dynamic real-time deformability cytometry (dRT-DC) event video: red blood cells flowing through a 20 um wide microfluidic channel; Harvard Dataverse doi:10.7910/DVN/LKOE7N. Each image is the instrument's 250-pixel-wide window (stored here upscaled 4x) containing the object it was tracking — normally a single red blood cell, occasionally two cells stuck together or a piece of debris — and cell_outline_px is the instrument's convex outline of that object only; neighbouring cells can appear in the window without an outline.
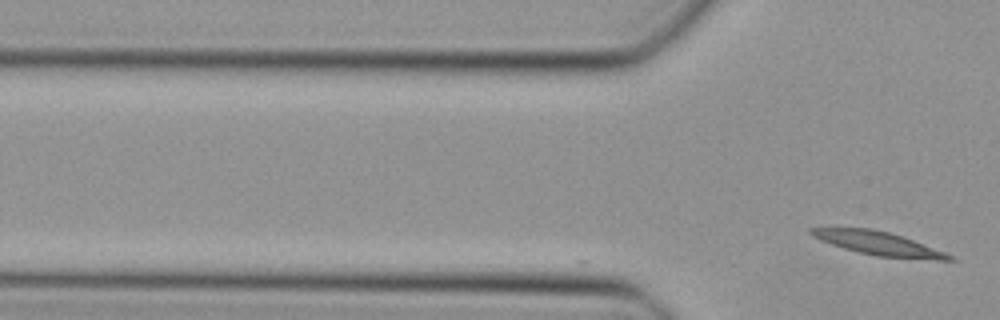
{"species": "Egyptian fruit bat (a non-hibernating species)", "species_latin": "Rousettus aegyptiacus", "temperature_condition": "cold", "stored_images_in_passage": 4, "camera_frame_rate_fps": 3000, "um_per_image_px": 0.085, "animal": {"sex": "female"}, "frame": {"image": 1, "passage_image": 4, "time_ms": 1.0, "image_size_px": [1000, 320], "cell_outline_px": [[956, 260], [936, 260], [876, 256], [844, 248], [820, 240], [812, 236], [808, 232], [808, 228], [872, 228], [904, 236], [944, 252], [952, 256]], "centroid_in_image_um": [74.66, 20.68], "position_along_channel_um": 51.1, "area_um2": 18.79}}